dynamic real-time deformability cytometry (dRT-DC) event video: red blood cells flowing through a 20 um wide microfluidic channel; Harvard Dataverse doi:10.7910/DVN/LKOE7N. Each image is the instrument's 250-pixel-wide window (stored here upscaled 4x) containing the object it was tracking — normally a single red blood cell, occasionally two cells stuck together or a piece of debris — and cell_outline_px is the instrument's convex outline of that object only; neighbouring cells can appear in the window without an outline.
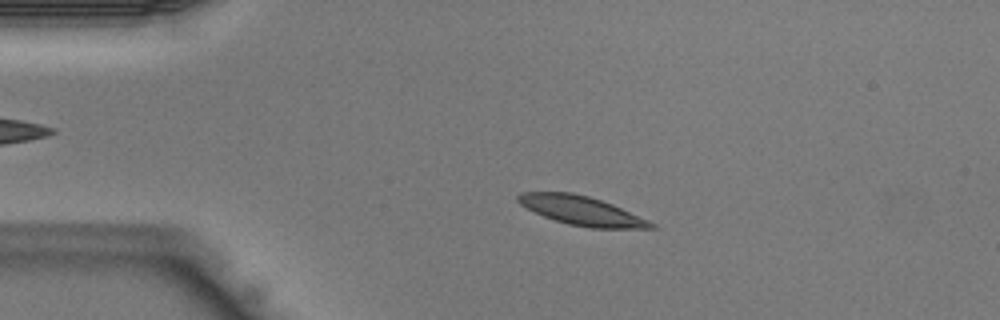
{"species": "Egyptian fruit bat (a non-hibernating species)", "species_latin": "Rousettus aegyptiacus", "temperature_condition": "warm", "stored_images_in_passage": 44, "camera_frame_rate_fps": 3000, "um_per_image_px": 0.085, "animal": {"sex": "male"}, "frame": {"image": 1, "passage_image": 10, "time_ms": 3.0, "image_size_px": [1000, 320], "cell_outline_px": [[656, 228], [592, 228], [568, 224], [544, 216], [520, 204], [516, 200], [516, 196], [520, 192], [572, 192], [588, 196], [612, 204], [648, 220], [656, 224]], "centroid_in_image_um": [49.42, 17.9], "position_along_channel_um": 35.6, "area_um2": 22.2}}
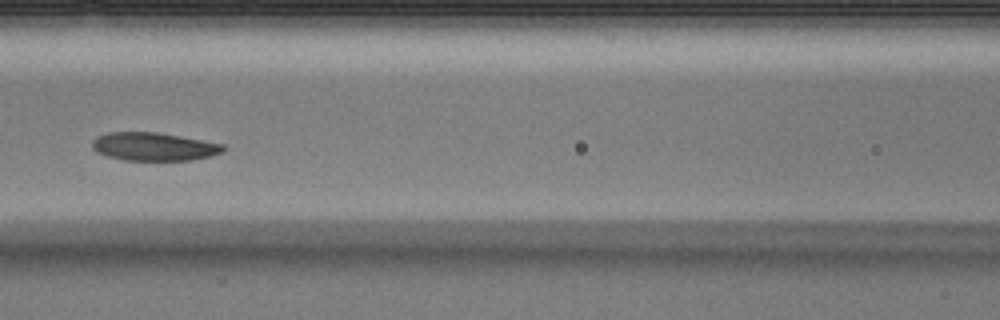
{"frame": {"image": 2, "passage_image": 20, "time_ms": 6.333, "image_size_px": [1000, 320], "cell_outline_px": [[224, 152], [192, 160], [124, 160], [108, 156], [96, 152], [92, 148], [92, 140], [96, 136], [108, 132], [156, 132], [224, 144]], "centroid_in_image_um": [13.04, 12.46], "position_along_channel_um": 153.6, "area_um2": 21.44}}
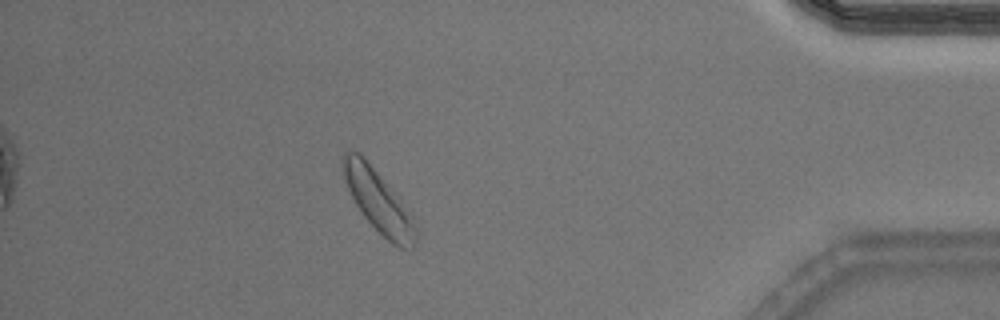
{"frame": {"image": 3, "passage_image": 39, "time_ms": 12.667, "image_size_px": [1000, 320], "cell_outline_px": [[420, 236], [416, 248], [400, 248], [392, 244], [364, 216], [356, 204], [348, 188], [340, 164], [340, 156], [344, 152], [360, 152], [364, 156], [420, 232]], "centroid_in_image_um": [32.12, 17.14], "position_along_channel_um": 403.1, "area_um2": 25.09}}